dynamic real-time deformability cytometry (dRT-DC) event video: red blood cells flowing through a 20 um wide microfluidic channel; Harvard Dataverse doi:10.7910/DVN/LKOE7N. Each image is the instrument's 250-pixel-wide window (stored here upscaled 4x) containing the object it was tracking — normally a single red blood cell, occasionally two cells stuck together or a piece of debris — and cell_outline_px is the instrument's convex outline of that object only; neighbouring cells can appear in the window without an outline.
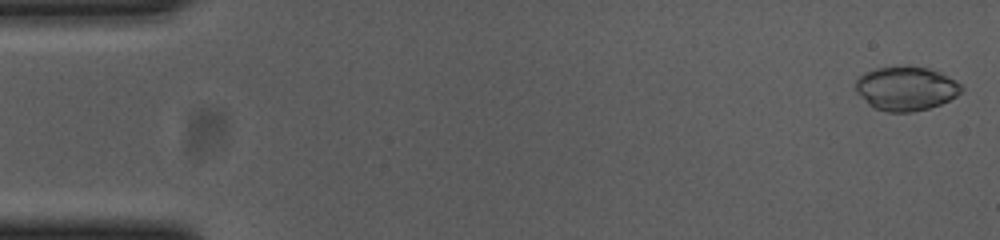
{"species": "common noctule bat (a hibernating species)", "species_latin": "Nyctalus noctula", "temperature_condition": "cold", "stored_images_in_passage": 55, "camera_frame_rate_fps": 3000, "um_per_image_px": 0.085, "animal": {"sex": "female", "body_mass_g": 23.0, "forearm_length_mm": 53.4}, "frame": {"image": 1, "passage_image": 1, "time_ms": 0.0, "image_size_px": [1000, 240], "cell_outline_px": [[964, 88], [956, 96], [940, 104], [928, 108], [912, 112], [888, 112], [876, 108], [868, 104], [856, 92], [856, 80], [864, 72], [876, 68], [904, 64], [928, 68], [940, 72], [956, 80]], "centroid_in_image_um": [77.0, 7.49], "position_along_channel_um": 8.0, "area_um2": 27.4}}
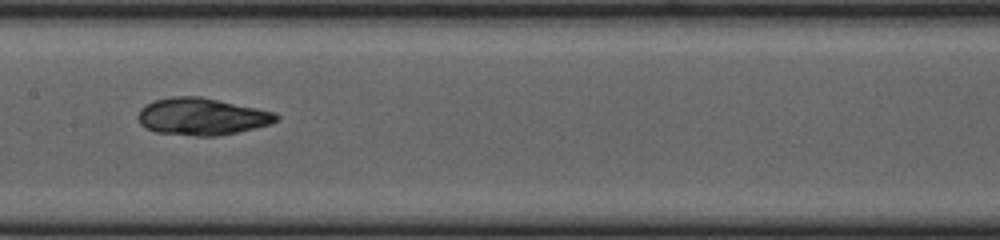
{"frame": {"image": 2, "passage_image": 27, "time_ms": 8.667, "image_size_px": [1000, 240], "cell_outline_px": [[280, 120], [268, 124], [236, 132], [216, 136], [196, 136], [156, 132], [140, 124], [140, 108], [156, 100], [172, 96], [200, 96], [276, 112], [280, 116]], "centroid_in_image_um": [17.19, 9.9], "position_along_channel_um": 190.2, "area_um2": 29.54}}
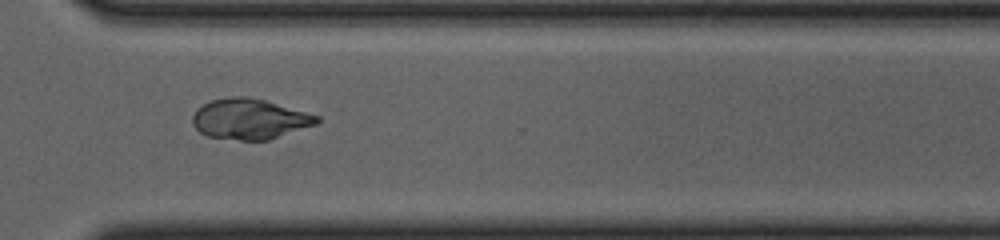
{"frame": {"image": 3, "passage_image": 40, "time_ms": 13.0, "image_size_px": [1000, 240], "cell_outline_px": [[320, 120], [316, 124], [268, 140], [240, 140], [208, 136], [200, 132], [192, 124], [192, 116], [204, 104], [212, 100], [232, 96], [248, 96], [264, 100], [320, 116]], "centroid_in_image_um": [21.22, 10.11], "position_along_channel_um": 349.4, "area_um2": 28.96}, "authors_computed_cell_mechanics": {"area_um2": 29.0156, "velocity_mm_per_s": 3.6726, "shape_relaxation_time_tau1_ms": 6.4642, "shape_relaxation_time_tau2_ms": 1.5779, "deformation_change_tau1": 0.1932, "deformation_change_tau2": 0.0541}}